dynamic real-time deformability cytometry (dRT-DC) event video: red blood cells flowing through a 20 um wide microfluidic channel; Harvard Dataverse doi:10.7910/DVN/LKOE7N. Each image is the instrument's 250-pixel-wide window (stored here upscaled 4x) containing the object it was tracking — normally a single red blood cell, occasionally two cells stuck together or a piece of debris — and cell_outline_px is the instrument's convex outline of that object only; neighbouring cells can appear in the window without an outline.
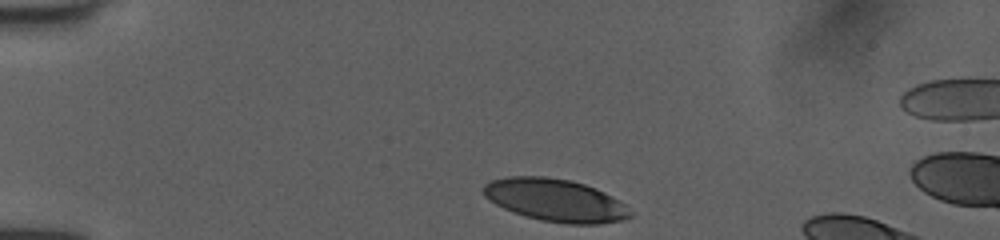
{"species": "human", "species_latin": "Homo sapiens", "temperature_condition": "room temperature", "stored_images_in_passage": 6, "camera_frame_rate_fps": 3000, "um_per_image_px": 0.085, "donor": {"sex": "female"}, "frame": {"image": 1, "passage_image": 1, "time_ms": 0.0, "image_size_px": [1000, 240], "cell_outline_px": [[632, 216], [624, 220], [600, 224], [568, 224], [540, 220], [524, 216], [512, 212], [488, 200], [484, 196], [484, 184], [492, 180], [508, 176], [544, 176], [572, 180], [596, 188], [612, 196], [624, 204], [632, 212]], "centroid_in_image_um": [47.22, 17.02], "position_along_channel_um": 37.8, "area_um2": 36.65}}